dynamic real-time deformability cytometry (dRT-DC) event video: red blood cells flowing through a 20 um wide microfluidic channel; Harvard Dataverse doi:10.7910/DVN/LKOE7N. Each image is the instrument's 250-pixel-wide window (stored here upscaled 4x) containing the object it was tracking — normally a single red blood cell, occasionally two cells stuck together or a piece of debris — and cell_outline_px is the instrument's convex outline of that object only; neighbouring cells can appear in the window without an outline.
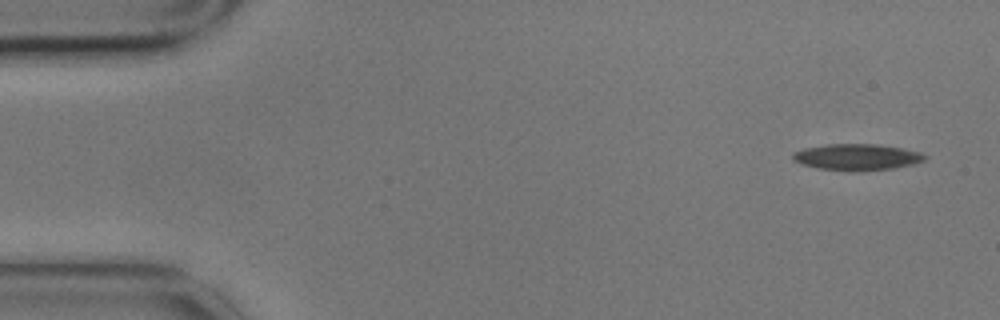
{"species": "common noctule bat (a hibernating species)", "species_latin": "Nyctalus noctula", "temperature_condition": "cold", "stored_images_in_passage": 6, "camera_frame_rate_fps": 3000, "um_per_image_px": 0.085, "animal": {"sex": "male", "body_mass_g": 17.9}, "frame": {"image": 1, "passage_image": 1, "time_ms": 0.0, "image_size_px": [1000, 320], "cell_outline_px": [[928, 156], [924, 160], [912, 164], [892, 168], [860, 172], [848, 172], [816, 168], [792, 160], [792, 152], [804, 148], [828, 144], [876, 144], [900, 148], [920, 152]], "centroid_in_image_um": [72.8, 13.36], "position_along_channel_um": 12.2, "area_um2": 20.4}}
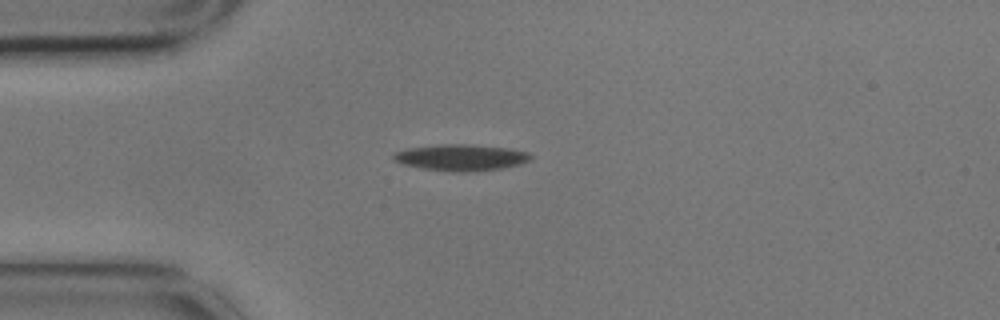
{"frame": {"image": 2, "passage_image": 4, "time_ms": 1.0, "image_size_px": [1000, 320], "cell_outline_px": [[532, 160], [520, 164], [500, 168], [468, 172], [452, 172], [424, 168], [404, 164], [392, 160], [392, 156], [396, 152], [408, 148], [440, 144], [472, 144], [508, 148], [528, 152], [532, 156]], "centroid_in_image_um": [39.2, 13.38], "position_along_channel_um": 45.8, "area_um2": 21.04}}